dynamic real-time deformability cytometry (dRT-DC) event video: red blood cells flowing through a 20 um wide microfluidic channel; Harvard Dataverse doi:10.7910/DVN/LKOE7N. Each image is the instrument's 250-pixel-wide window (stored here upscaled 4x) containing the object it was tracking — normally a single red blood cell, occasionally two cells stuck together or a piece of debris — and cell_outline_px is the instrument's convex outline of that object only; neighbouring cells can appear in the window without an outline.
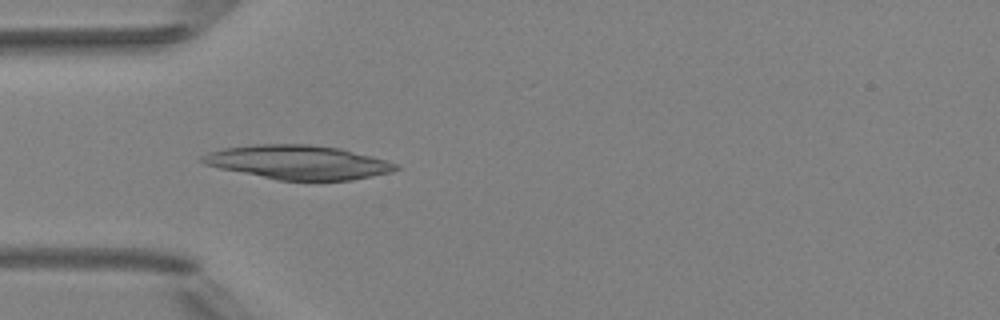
{"species": "Egyptian fruit bat (a non-hibernating species)", "species_latin": "Rousettus aegyptiacus", "temperature_condition": "room temperature", "stored_images_in_passage": 5, "camera_frame_rate_fps": 3000, "um_per_image_px": 0.085, "animal": {"sex": "female"}, "frame": {"image": 1, "passage_image": 4, "time_ms": 4.333, "image_size_px": [1000, 320], "cell_outline_px": [[400, 168], [392, 172], [352, 180], [276, 180], [220, 168], [204, 164], [196, 160], [200, 156], [208, 152], [224, 148], [252, 144], [308, 144], [340, 148], [384, 160], [396, 164]], "centroid_in_image_um": [25.27, 13.79], "position_along_channel_um": 59.7, "area_um2": 38.32}}
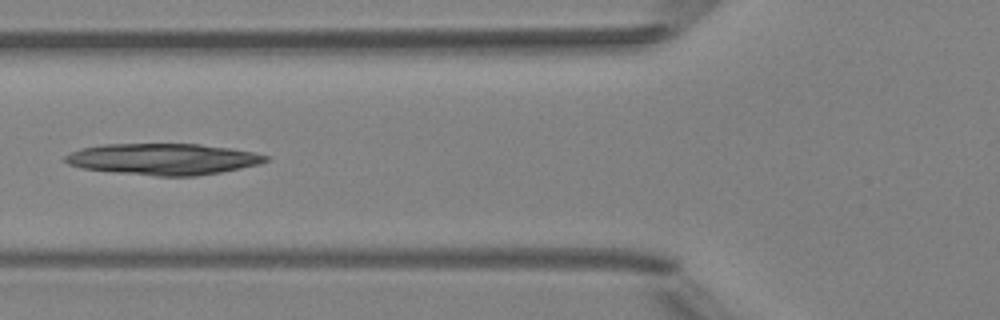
{"frame": {"image": 2, "passage_image": 5, "time_ms": 5.667, "image_size_px": [1000, 320], "cell_outline_px": [[268, 160], [260, 164], [220, 172], [196, 176], [156, 176], [116, 172], [84, 168], [68, 164], [64, 160], [64, 156], [80, 148], [104, 144], [200, 144], [232, 148], [256, 152], [268, 156]], "centroid_in_image_um": [13.9, 13.52], "position_along_channel_um": 111.9, "area_um2": 36.53}}